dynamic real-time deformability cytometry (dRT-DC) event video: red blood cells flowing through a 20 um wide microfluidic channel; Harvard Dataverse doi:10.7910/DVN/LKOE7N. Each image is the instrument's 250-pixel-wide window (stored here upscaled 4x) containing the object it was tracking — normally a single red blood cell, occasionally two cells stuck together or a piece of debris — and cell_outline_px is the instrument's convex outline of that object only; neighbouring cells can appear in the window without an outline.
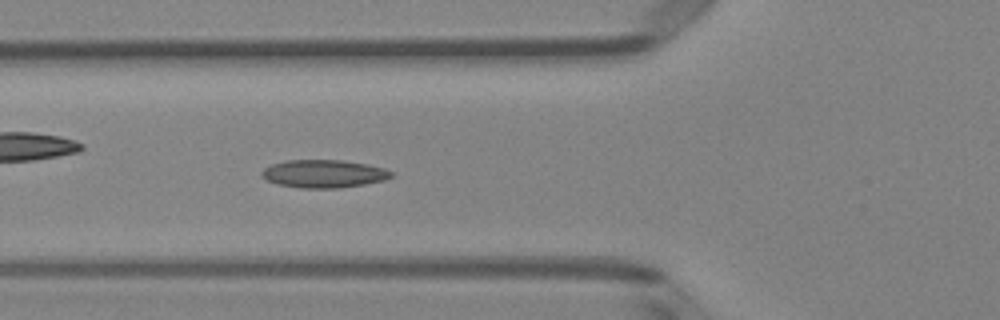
{"species": "Egyptian fruit bat (a non-hibernating species)", "species_latin": "Rousettus aegyptiacus", "temperature_condition": "room temperature", "stored_images_in_passage": 39, "camera_frame_rate_fps": 3000, "um_per_image_px": 0.085, "animal": {"sex": "female"}, "frame": {"image": 1, "passage_image": 6, "time_ms": 1.667, "image_size_px": [1000, 320], "cell_outline_px": [[392, 176], [384, 180], [364, 184], [340, 188], [300, 188], [276, 184], [260, 176], [260, 172], [264, 168], [272, 164], [284, 160], [340, 160], [368, 164], [384, 168], [392, 172]], "centroid_in_image_um": [27.48, 14.77], "position_along_channel_um": 98.3, "area_um2": 21.15}}
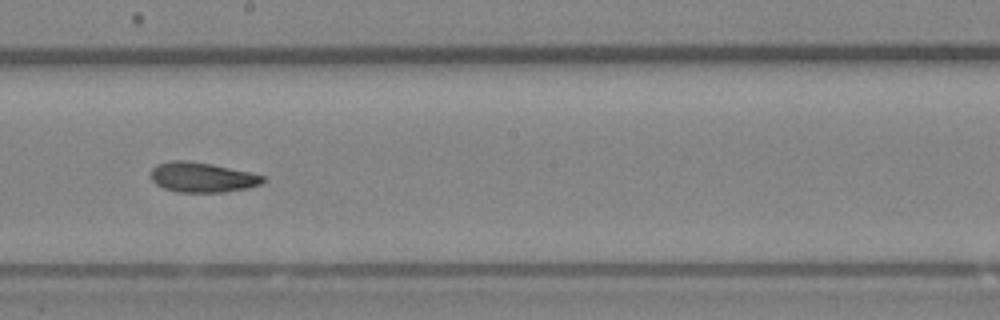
{"frame": {"image": 2, "passage_image": 16, "time_ms": 5.0, "image_size_px": [1000, 320], "cell_outline_px": [[264, 180], [260, 184], [248, 188], [224, 192], [176, 192], [164, 188], [156, 184], [152, 180], [152, 168], [156, 164], [172, 160], [184, 160], [212, 164], [248, 172], [264, 176]], "centroid_in_image_um": [17.16, 15.07], "position_along_channel_um": 231.0, "area_um2": 19.42}}
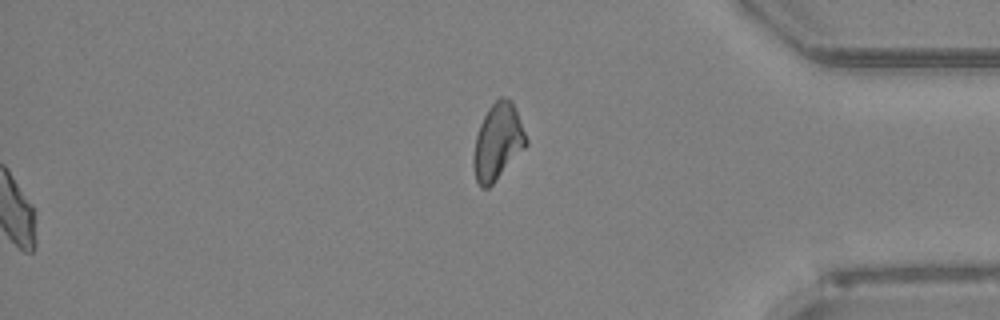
{"frame": {"image": 3, "passage_image": 39, "time_ms": 12.667, "image_size_px": [1000, 320], "cell_outline_px": [[528, 144], [492, 184], [488, 188], [480, 188], [476, 180], [472, 164], [472, 156], [476, 136], [480, 124], [488, 108], [500, 96], [512, 100], [516, 108], [528, 140]], "centroid_in_image_um": [42.3, 12.04], "position_along_channel_um": 392.9, "area_um2": 23.41}, "authors_computed_cell_mechanics": {"area_um2": 19.7098, "velocity_mm_per_s": 4.0091, "shape_relaxation_time_tau1_ms": 9.0211, "shape_relaxation_time_tau2_ms": 2.3811, "deformation_change_tau1": 0.1742, "deformation_change_tau2": 0.0765}}